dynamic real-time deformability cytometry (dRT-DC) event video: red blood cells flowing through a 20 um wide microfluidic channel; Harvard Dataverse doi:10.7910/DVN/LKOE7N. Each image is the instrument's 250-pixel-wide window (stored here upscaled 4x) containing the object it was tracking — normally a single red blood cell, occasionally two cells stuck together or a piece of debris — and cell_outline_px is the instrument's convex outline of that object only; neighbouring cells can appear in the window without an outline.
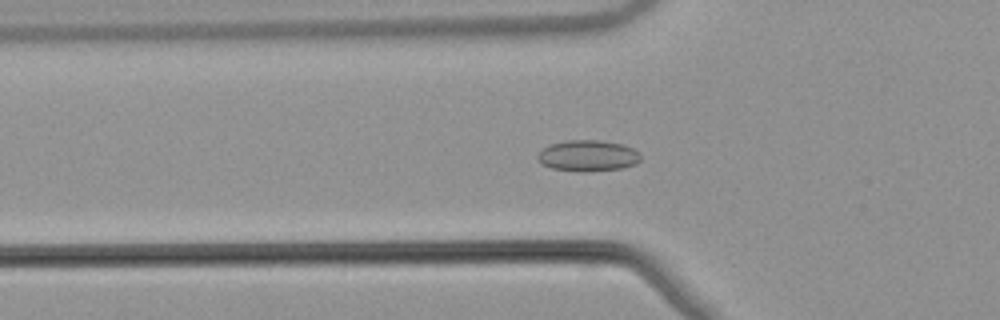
{"species": "common noctule bat (a hibernating species)", "species_latin": "Nyctalus noctula", "temperature_condition": "warm", "stored_images_in_passage": 53, "camera_frame_rate_fps": 3000, "um_per_image_px": 0.085, "animal": {"sex": "male", "body_mass_g": 21.5, "forearm_length_mm": 52.0}, "frame": {"image": 1, "passage_image": 18, "time_ms": 5.667, "image_size_px": [1000, 320], "cell_outline_px": [[640, 160], [636, 164], [624, 168], [584, 172], [580, 172], [552, 168], [544, 164], [536, 156], [548, 144], [564, 140], [600, 140], [620, 144], [632, 148], [640, 152]], "centroid_in_image_um": [49.99, 13.23], "position_along_channel_um": 75.8, "area_um2": 18.73}}
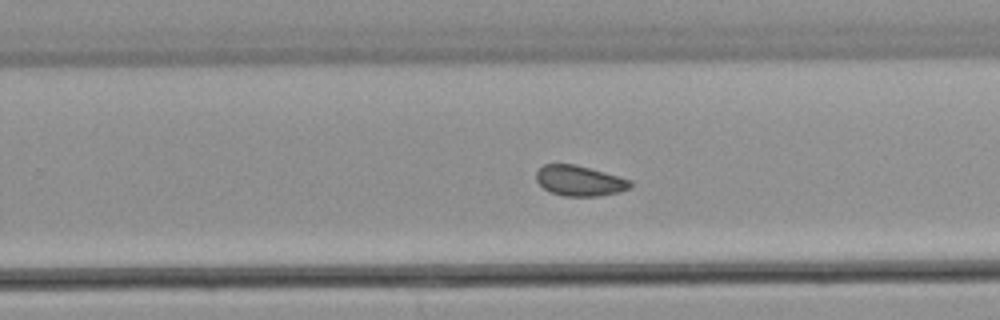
{"frame": {"image": 2, "passage_image": 34, "time_ms": 11.0, "image_size_px": [1000, 320], "cell_outline_px": [[632, 188], [620, 192], [600, 196], [564, 196], [552, 192], [544, 188], [536, 180], [536, 172], [544, 164], [576, 164], [632, 180]], "centroid_in_image_um": [49.3, 15.37], "position_along_channel_um": 280.5, "area_um2": 16.7}}
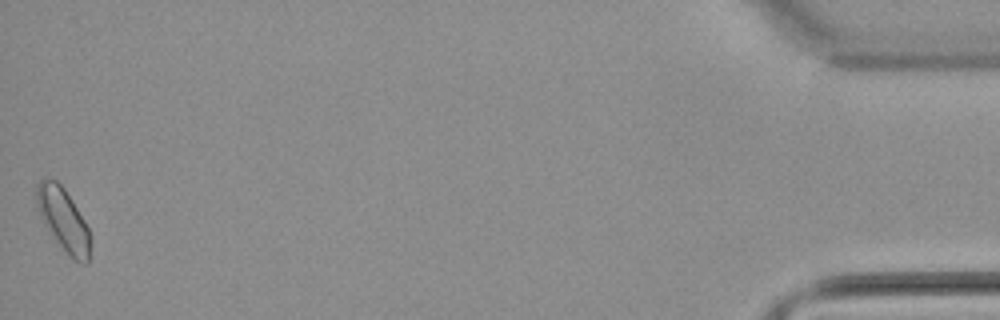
{"frame": {"image": 3, "passage_image": 53, "time_ms": 17.333, "image_size_px": [1000, 320], "cell_outline_px": [[92, 236], [88, 264], [84, 264], [72, 260], [68, 256], [40, 216], [36, 204], [36, 184], [44, 176], [56, 180], [64, 188], [84, 220]], "centroid_in_image_um": [5.4, 18.67], "position_along_channel_um": 429.8, "area_um2": 19.71}, "authors_computed_cell_mechanics": {"area_um2": 17.3978, "velocity_mm_per_s": 3.8438, "shape_relaxation_time_tau1_ms": null, "shape_relaxation_time_tau2_ms": 3.2682, "deformation_change_tau1": null, "deformation_change_tau2": 0.0827}}